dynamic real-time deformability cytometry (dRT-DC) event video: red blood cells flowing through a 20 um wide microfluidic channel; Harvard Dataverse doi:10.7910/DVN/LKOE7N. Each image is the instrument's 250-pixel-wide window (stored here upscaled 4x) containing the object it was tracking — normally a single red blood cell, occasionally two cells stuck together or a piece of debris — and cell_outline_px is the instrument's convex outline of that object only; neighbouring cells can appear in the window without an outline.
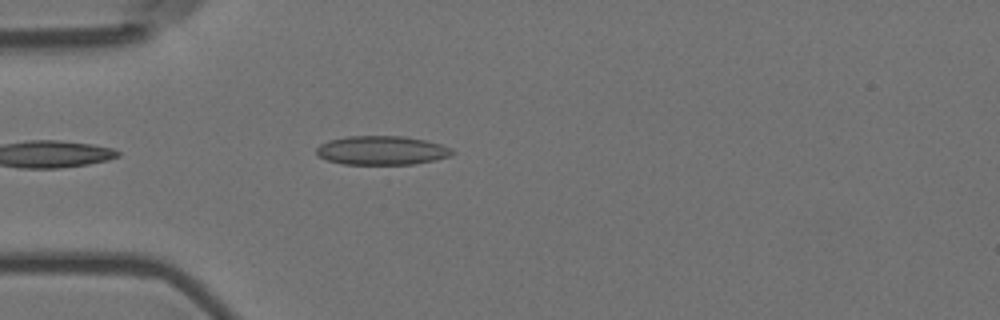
{"species": "Egyptian fruit bat (a non-hibernating species)", "species_latin": "Rousettus aegyptiacus", "temperature_condition": "room temperature", "stored_images_in_passage": 5, "camera_frame_rate_fps": 3000, "um_per_image_px": 0.085, "animal": {"sex": "female"}, "frame": {"image": 1, "passage_image": 5, "time_ms": 1.333, "image_size_px": [1000, 320], "cell_outline_px": [[456, 152], [452, 156], [412, 164], [344, 164], [328, 160], [320, 156], [316, 152], [316, 148], [320, 144], [328, 140], [348, 136], [404, 136], [424, 140], [440, 144], [452, 148]], "centroid_in_image_um": [32.47, 12.78], "position_along_channel_um": 52.5, "area_um2": 22.83}}